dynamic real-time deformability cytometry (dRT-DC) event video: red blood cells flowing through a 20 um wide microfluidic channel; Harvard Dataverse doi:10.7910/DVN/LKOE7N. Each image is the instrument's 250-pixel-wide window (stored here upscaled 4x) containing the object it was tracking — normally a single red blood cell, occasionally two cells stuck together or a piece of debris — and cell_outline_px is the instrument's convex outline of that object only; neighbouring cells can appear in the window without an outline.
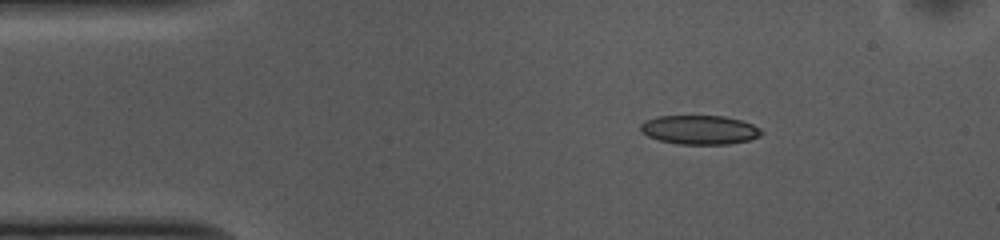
{"species": "common noctule bat (a hibernating species)", "species_latin": "Nyctalus noctula", "temperature_condition": "cold", "stored_images_in_passage": 53, "camera_frame_rate_fps": 3000, "um_per_image_px": 0.085, "animal": {"sex": "female", "body_mass_g": 10.0, "forearm_length_mm": 53.1}, "frame": {"image": 1, "passage_image": 8, "time_ms": 2.333, "image_size_px": [1000, 240], "cell_outline_px": [[764, 132], [760, 136], [748, 140], [728, 144], [676, 144], [660, 140], [648, 136], [640, 128], [640, 124], [644, 120], [656, 116], [724, 116], [740, 120], [752, 124], [760, 128]], "centroid_in_image_um": [59.47, 11.03], "position_along_channel_um": 25.5, "area_um2": 20.46}}
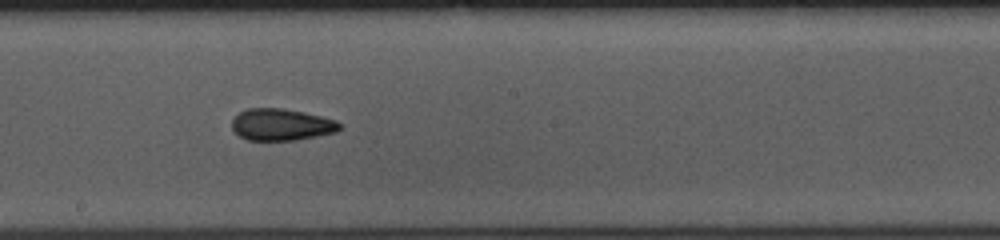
{"frame": {"image": 2, "passage_image": 28, "time_ms": 9.0, "image_size_px": [1000, 240], "cell_outline_px": [[340, 128], [336, 132], [296, 140], [248, 140], [240, 136], [232, 128], [232, 120], [240, 112], [248, 108], [284, 108], [304, 112], [336, 120], [340, 124]], "centroid_in_image_um": [23.91, 10.59], "position_along_channel_um": 224.3, "area_um2": 19.83}}
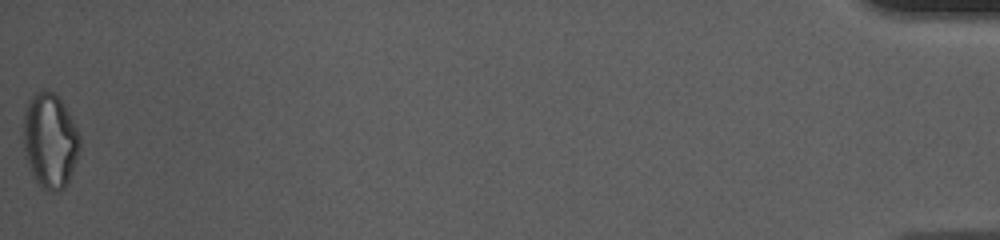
{"frame": {"image": 3, "passage_image": 53, "time_ms": 17.333, "image_size_px": [1000, 240], "cell_outline_px": [[80, 144], [76, 160], [68, 184], [64, 188], [56, 192], [44, 188], [36, 180], [24, 156], [24, 112], [28, 100], [36, 92], [48, 88], [56, 92], [64, 104], [80, 136]], "centroid_in_image_um": [4.25, 11.91], "position_along_channel_um": 430.9, "area_um2": 31.21}, "authors_computed_cell_mechanics": {"area_um2": 20.808, "velocity_mm_per_s": 3.7171, "shape_relaxation_time_tau1_ms": null, "shape_relaxation_time_tau2_ms": 4.4132, "deformation_change_tau1": null, "deformation_change_tau2": 0.1054}}